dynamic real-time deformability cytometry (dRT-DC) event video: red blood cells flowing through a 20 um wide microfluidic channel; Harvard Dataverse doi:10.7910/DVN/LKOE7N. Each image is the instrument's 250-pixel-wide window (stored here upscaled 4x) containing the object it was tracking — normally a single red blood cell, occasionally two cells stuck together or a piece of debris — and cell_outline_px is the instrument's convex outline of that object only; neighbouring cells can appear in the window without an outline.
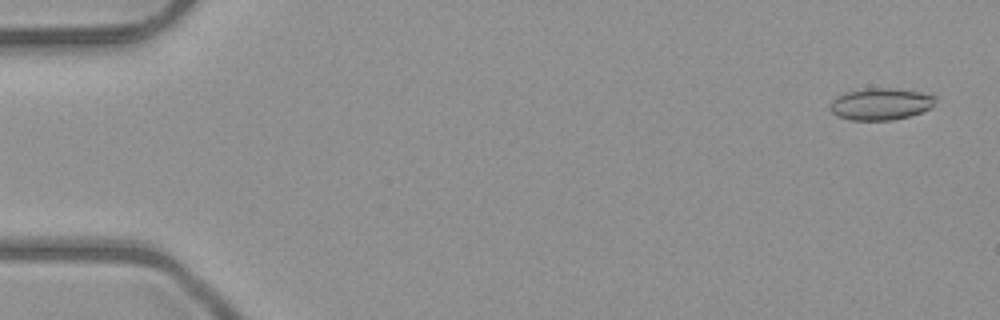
{"species": "common noctule bat (a hibernating species)", "species_latin": "Nyctalus noctula", "temperature_condition": "room temperature", "stored_images_in_passage": 52, "camera_frame_rate_fps": 3000, "um_per_image_px": 0.085, "animal": {"sex": "male", "body_mass_g": 23.1, "forearm_length_mm": 52.7}, "frame": {"image": 1, "passage_image": 3, "time_ms": 0.667, "image_size_px": [1000, 320], "cell_outline_px": [[936, 100], [932, 108], [908, 116], [892, 120], [848, 120], [836, 116], [828, 108], [828, 104], [836, 96], [848, 92], [868, 88], [888, 88], [920, 92], [936, 96]], "centroid_in_image_um": [74.82, 8.85], "position_along_channel_um": 10.2, "area_um2": 19.59}}
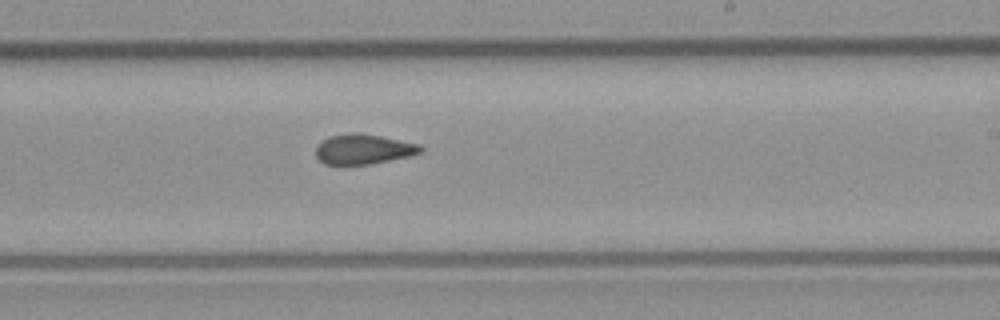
{"frame": {"image": 2, "passage_image": 32, "time_ms": 10.333, "image_size_px": [1000, 320], "cell_outline_px": [[424, 152], [408, 156], [368, 164], [324, 164], [316, 156], [316, 148], [328, 136], [352, 132], [360, 132], [420, 144], [424, 148]], "centroid_in_image_um": [30.91, 12.66], "position_along_channel_um": 258.1, "area_um2": 18.21}}
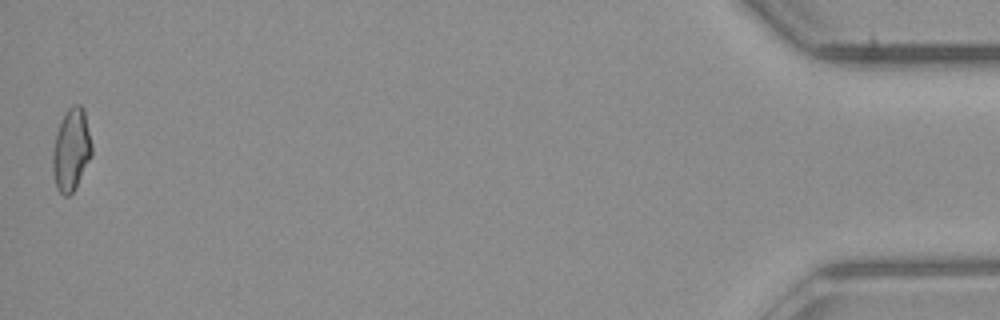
{"frame": {"image": 3, "passage_image": 52, "time_ms": 17.0, "image_size_px": [1000, 320], "cell_outline_px": [[92, 156], [72, 192], [68, 196], [64, 196], [56, 188], [52, 172], [52, 152], [56, 132], [60, 120], [68, 108], [72, 104], [80, 104], [84, 108], [92, 144]], "centroid_in_image_um": [6.04, 12.7], "position_along_channel_um": 429.2, "area_um2": 18.96}, "authors_computed_cell_mechanics": {"area_um2": 18.7561, "velocity_mm_per_s": 4.0354, "shape_relaxation_time_tau1_ms": 7.5182, "shape_relaxation_time_tau2_ms": 1.5742, "deformation_change_tau1": 0.1646, "deformation_change_tau2": 0.0955}}